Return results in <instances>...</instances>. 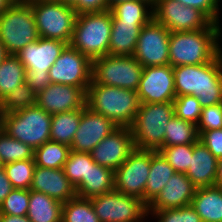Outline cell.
I'll use <instances>...</instances> for the list:
<instances>
[{
	"instance_id": "cell-1",
	"label": "cell",
	"mask_w": 222,
	"mask_h": 222,
	"mask_svg": "<svg viewBox=\"0 0 222 222\" xmlns=\"http://www.w3.org/2000/svg\"><path fill=\"white\" fill-rule=\"evenodd\" d=\"M222 27L213 23L196 31L170 32L169 60L172 67L211 62L222 51Z\"/></svg>"
},
{
	"instance_id": "cell-2",
	"label": "cell",
	"mask_w": 222,
	"mask_h": 222,
	"mask_svg": "<svg viewBox=\"0 0 222 222\" xmlns=\"http://www.w3.org/2000/svg\"><path fill=\"white\" fill-rule=\"evenodd\" d=\"M176 96L194 95L202 107L222 103V51L209 63L173 67Z\"/></svg>"
},
{
	"instance_id": "cell-3",
	"label": "cell",
	"mask_w": 222,
	"mask_h": 222,
	"mask_svg": "<svg viewBox=\"0 0 222 222\" xmlns=\"http://www.w3.org/2000/svg\"><path fill=\"white\" fill-rule=\"evenodd\" d=\"M139 105L137 92L133 90L90 84L86 92V106L119 127H130L133 124Z\"/></svg>"
},
{
	"instance_id": "cell-4",
	"label": "cell",
	"mask_w": 222,
	"mask_h": 222,
	"mask_svg": "<svg viewBox=\"0 0 222 222\" xmlns=\"http://www.w3.org/2000/svg\"><path fill=\"white\" fill-rule=\"evenodd\" d=\"M111 27L110 10L78 14L70 45L91 61L108 55Z\"/></svg>"
},
{
	"instance_id": "cell-5",
	"label": "cell",
	"mask_w": 222,
	"mask_h": 222,
	"mask_svg": "<svg viewBox=\"0 0 222 222\" xmlns=\"http://www.w3.org/2000/svg\"><path fill=\"white\" fill-rule=\"evenodd\" d=\"M174 114L173 101L140 103L135 120L130 126L134 147L159 151L164 146L166 126Z\"/></svg>"
},
{
	"instance_id": "cell-6",
	"label": "cell",
	"mask_w": 222,
	"mask_h": 222,
	"mask_svg": "<svg viewBox=\"0 0 222 222\" xmlns=\"http://www.w3.org/2000/svg\"><path fill=\"white\" fill-rule=\"evenodd\" d=\"M52 115L38 105L0 114V128L32 149L50 140Z\"/></svg>"
},
{
	"instance_id": "cell-7",
	"label": "cell",
	"mask_w": 222,
	"mask_h": 222,
	"mask_svg": "<svg viewBox=\"0 0 222 222\" xmlns=\"http://www.w3.org/2000/svg\"><path fill=\"white\" fill-rule=\"evenodd\" d=\"M32 13L40 37L70 44L78 14L58 0L31 2Z\"/></svg>"
},
{
	"instance_id": "cell-8",
	"label": "cell",
	"mask_w": 222,
	"mask_h": 222,
	"mask_svg": "<svg viewBox=\"0 0 222 222\" xmlns=\"http://www.w3.org/2000/svg\"><path fill=\"white\" fill-rule=\"evenodd\" d=\"M39 38L31 4L13 3L0 14V40L9 55Z\"/></svg>"
},
{
	"instance_id": "cell-9",
	"label": "cell",
	"mask_w": 222,
	"mask_h": 222,
	"mask_svg": "<svg viewBox=\"0 0 222 222\" xmlns=\"http://www.w3.org/2000/svg\"><path fill=\"white\" fill-rule=\"evenodd\" d=\"M143 66L133 56L105 55L92 61L91 84L108 85L136 91Z\"/></svg>"
},
{
	"instance_id": "cell-10",
	"label": "cell",
	"mask_w": 222,
	"mask_h": 222,
	"mask_svg": "<svg viewBox=\"0 0 222 222\" xmlns=\"http://www.w3.org/2000/svg\"><path fill=\"white\" fill-rule=\"evenodd\" d=\"M90 199L100 222H145L149 218L147 205L141 199L115 189Z\"/></svg>"
},
{
	"instance_id": "cell-11",
	"label": "cell",
	"mask_w": 222,
	"mask_h": 222,
	"mask_svg": "<svg viewBox=\"0 0 222 222\" xmlns=\"http://www.w3.org/2000/svg\"><path fill=\"white\" fill-rule=\"evenodd\" d=\"M153 18L171 32L196 31L213 24L202 11L177 0H153Z\"/></svg>"
},
{
	"instance_id": "cell-12",
	"label": "cell",
	"mask_w": 222,
	"mask_h": 222,
	"mask_svg": "<svg viewBox=\"0 0 222 222\" xmlns=\"http://www.w3.org/2000/svg\"><path fill=\"white\" fill-rule=\"evenodd\" d=\"M51 83L77 86L85 93L92 82V61L68 44L49 69Z\"/></svg>"
},
{
	"instance_id": "cell-13",
	"label": "cell",
	"mask_w": 222,
	"mask_h": 222,
	"mask_svg": "<svg viewBox=\"0 0 222 222\" xmlns=\"http://www.w3.org/2000/svg\"><path fill=\"white\" fill-rule=\"evenodd\" d=\"M170 30L152 18L140 30L133 57L143 67L164 66L170 64Z\"/></svg>"
},
{
	"instance_id": "cell-14",
	"label": "cell",
	"mask_w": 222,
	"mask_h": 222,
	"mask_svg": "<svg viewBox=\"0 0 222 222\" xmlns=\"http://www.w3.org/2000/svg\"><path fill=\"white\" fill-rule=\"evenodd\" d=\"M150 172V150L134 149L114 171V189L145 203V188Z\"/></svg>"
},
{
	"instance_id": "cell-15",
	"label": "cell",
	"mask_w": 222,
	"mask_h": 222,
	"mask_svg": "<svg viewBox=\"0 0 222 222\" xmlns=\"http://www.w3.org/2000/svg\"><path fill=\"white\" fill-rule=\"evenodd\" d=\"M137 95L140 103H165L176 98L173 67H143Z\"/></svg>"
},
{
	"instance_id": "cell-16",
	"label": "cell",
	"mask_w": 222,
	"mask_h": 222,
	"mask_svg": "<svg viewBox=\"0 0 222 222\" xmlns=\"http://www.w3.org/2000/svg\"><path fill=\"white\" fill-rule=\"evenodd\" d=\"M118 127L112 120L94 112L85 105L82 108L81 120L70 150L90 153L102 139L106 138Z\"/></svg>"
},
{
	"instance_id": "cell-17",
	"label": "cell",
	"mask_w": 222,
	"mask_h": 222,
	"mask_svg": "<svg viewBox=\"0 0 222 222\" xmlns=\"http://www.w3.org/2000/svg\"><path fill=\"white\" fill-rule=\"evenodd\" d=\"M135 149L130 127H118L90 152L95 163L115 171Z\"/></svg>"
},
{
	"instance_id": "cell-18",
	"label": "cell",
	"mask_w": 222,
	"mask_h": 222,
	"mask_svg": "<svg viewBox=\"0 0 222 222\" xmlns=\"http://www.w3.org/2000/svg\"><path fill=\"white\" fill-rule=\"evenodd\" d=\"M37 105L50 115L81 109L86 93L77 86L51 83L37 94Z\"/></svg>"
},
{
	"instance_id": "cell-19",
	"label": "cell",
	"mask_w": 222,
	"mask_h": 222,
	"mask_svg": "<svg viewBox=\"0 0 222 222\" xmlns=\"http://www.w3.org/2000/svg\"><path fill=\"white\" fill-rule=\"evenodd\" d=\"M67 45L68 43L60 40L40 37L22 48L16 56L25 69H32L36 72H49V69Z\"/></svg>"
},
{
	"instance_id": "cell-20",
	"label": "cell",
	"mask_w": 222,
	"mask_h": 222,
	"mask_svg": "<svg viewBox=\"0 0 222 222\" xmlns=\"http://www.w3.org/2000/svg\"><path fill=\"white\" fill-rule=\"evenodd\" d=\"M196 187L183 173H174L156 198L147 206V211L174 209L191 205Z\"/></svg>"
},
{
	"instance_id": "cell-21",
	"label": "cell",
	"mask_w": 222,
	"mask_h": 222,
	"mask_svg": "<svg viewBox=\"0 0 222 222\" xmlns=\"http://www.w3.org/2000/svg\"><path fill=\"white\" fill-rule=\"evenodd\" d=\"M30 190L44 193L62 203L77 196L75 186L69 181L63 168L35 166Z\"/></svg>"
},
{
	"instance_id": "cell-22",
	"label": "cell",
	"mask_w": 222,
	"mask_h": 222,
	"mask_svg": "<svg viewBox=\"0 0 222 222\" xmlns=\"http://www.w3.org/2000/svg\"><path fill=\"white\" fill-rule=\"evenodd\" d=\"M218 159L198 140L193 144V154L186 176L196 188L215 185Z\"/></svg>"
},
{
	"instance_id": "cell-23",
	"label": "cell",
	"mask_w": 222,
	"mask_h": 222,
	"mask_svg": "<svg viewBox=\"0 0 222 222\" xmlns=\"http://www.w3.org/2000/svg\"><path fill=\"white\" fill-rule=\"evenodd\" d=\"M148 22L117 21L112 16V27L108 54L133 56L140 30Z\"/></svg>"
},
{
	"instance_id": "cell-24",
	"label": "cell",
	"mask_w": 222,
	"mask_h": 222,
	"mask_svg": "<svg viewBox=\"0 0 222 222\" xmlns=\"http://www.w3.org/2000/svg\"><path fill=\"white\" fill-rule=\"evenodd\" d=\"M78 197L92 198L114 190V171L110 168L89 163V172L75 188Z\"/></svg>"
},
{
	"instance_id": "cell-25",
	"label": "cell",
	"mask_w": 222,
	"mask_h": 222,
	"mask_svg": "<svg viewBox=\"0 0 222 222\" xmlns=\"http://www.w3.org/2000/svg\"><path fill=\"white\" fill-rule=\"evenodd\" d=\"M191 206L202 222H222V188L215 185L196 188Z\"/></svg>"
},
{
	"instance_id": "cell-26",
	"label": "cell",
	"mask_w": 222,
	"mask_h": 222,
	"mask_svg": "<svg viewBox=\"0 0 222 222\" xmlns=\"http://www.w3.org/2000/svg\"><path fill=\"white\" fill-rule=\"evenodd\" d=\"M176 171L159 151L150 150V172L145 188V204L148 206L165 187Z\"/></svg>"
},
{
	"instance_id": "cell-27",
	"label": "cell",
	"mask_w": 222,
	"mask_h": 222,
	"mask_svg": "<svg viewBox=\"0 0 222 222\" xmlns=\"http://www.w3.org/2000/svg\"><path fill=\"white\" fill-rule=\"evenodd\" d=\"M62 205L44 193L30 190L27 216L31 222H61Z\"/></svg>"
},
{
	"instance_id": "cell-28",
	"label": "cell",
	"mask_w": 222,
	"mask_h": 222,
	"mask_svg": "<svg viewBox=\"0 0 222 222\" xmlns=\"http://www.w3.org/2000/svg\"><path fill=\"white\" fill-rule=\"evenodd\" d=\"M82 116V108L52 115L50 140L71 146Z\"/></svg>"
},
{
	"instance_id": "cell-29",
	"label": "cell",
	"mask_w": 222,
	"mask_h": 222,
	"mask_svg": "<svg viewBox=\"0 0 222 222\" xmlns=\"http://www.w3.org/2000/svg\"><path fill=\"white\" fill-rule=\"evenodd\" d=\"M109 10L117 21L149 22L153 18V0L123 1Z\"/></svg>"
},
{
	"instance_id": "cell-30",
	"label": "cell",
	"mask_w": 222,
	"mask_h": 222,
	"mask_svg": "<svg viewBox=\"0 0 222 222\" xmlns=\"http://www.w3.org/2000/svg\"><path fill=\"white\" fill-rule=\"evenodd\" d=\"M199 140L197 125L180 119L175 114L169 120L164 137V146L194 144Z\"/></svg>"
},
{
	"instance_id": "cell-31",
	"label": "cell",
	"mask_w": 222,
	"mask_h": 222,
	"mask_svg": "<svg viewBox=\"0 0 222 222\" xmlns=\"http://www.w3.org/2000/svg\"><path fill=\"white\" fill-rule=\"evenodd\" d=\"M69 152V146L49 140L34 150L35 165L51 169L63 168Z\"/></svg>"
},
{
	"instance_id": "cell-32",
	"label": "cell",
	"mask_w": 222,
	"mask_h": 222,
	"mask_svg": "<svg viewBox=\"0 0 222 222\" xmlns=\"http://www.w3.org/2000/svg\"><path fill=\"white\" fill-rule=\"evenodd\" d=\"M24 82V65L16 55H9L0 66V101Z\"/></svg>"
},
{
	"instance_id": "cell-33",
	"label": "cell",
	"mask_w": 222,
	"mask_h": 222,
	"mask_svg": "<svg viewBox=\"0 0 222 222\" xmlns=\"http://www.w3.org/2000/svg\"><path fill=\"white\" fill-rule=\"evenodd\" d=\"M61 222H100L91 199L74 197L62 205Z\"/></svg>"
},
{
	"instance_id": "cell-34",
	"label": "cell",
	"mask_w": 222,
	"mask_h": 222,
	"mask_svg": "<svg viewBox=\"0 0 222 222\" xmlns=\"http://www.w3.org/2000/svg\"><path fill=\"white\" fill-rule=\"evenodd\" d=\"M37 105V93L25 82L0 101V114H9Z\"/></svg>"
},
{
	"instance_id": "cell-35",
	"label": "cell",
	"mask_w": 222,
	"mask_h": 222,
	"mask_svg": "<svg viewBox=\"0 0 222 222\" xmlns=\"http://www.w3.org/2000/svg\"><path fill=\"white\" fill-rule=\"evenodd\" d=\"M34 159V149L12 138L0 128V160L3 164Z\"/></svg>"
},
{
	"instance_id": "cell-36",
	"label": "cell",
	"mask_w": 222,
	"mask_h": 222,
	"mask_svg": "<svg viewBox=\"0 0 222 222\" xmlns=\"http://www.w3.org/2000/svg\"><path fill=\"white\" fill-rule=\"evenodd\" d=\"M35 166L34 159H27L4 164V170L13 188L30 189Z\"/></svg>"
},
{
	"instance_id": "cell-37",
	"label": "cell",
	"mask_w": 222,
	"mask_h": 222,
	"mask_svg": "<svg viewBox=\"0 0 222 222\" xmlns=\"http://www.w3.org/2000/svg\"><path fill=\"white\" fill-rule=\"evenodd\" d=\"M89 163H94L90 153L70 150L63 171L75 188L87 177Z\"/></svg>"
},
{
	"instance_id": "cell-38",
	"label": "cell",
	"mask_w": 222,
	"mask_h": 222,
	"mask_svg": "<svg viewBox=\"0 0 222 222\" xmlns=\"http://www.w3.org/2000/svg\"><path fill=\"white\" fill-rule=\"evenodd\" d=\"M159 152L176 172L186 174L190 167L193 144L163 146Z\"/></svg>"
},
{
	"instance_id": "cell-39",
	"label": "cell",
	"mask_w": 222,
	"mask_h": 222,
	"mask_svg": "<svg viewBox=\"0 0 222 222\" xmlns=\"http://www.w3.org/2000/svg\"><path fill=\"white\" fill-rule=\"evenodd\" d=\"M174 113L180 119L197 125L202 113V106L194 95L176 96L173 100Z\"/></svg>"
},
{
	"instance_id": "cell-40",
	"label": "cell",
	"mask_w": 222,
	"mask_h": 222,
	"mask_svg": "<svg viewBox=\"0 0 222 222\" xmlns=\"http://www.w3.org/2000/svg\"><path fill=\"white\" fill-rule=\"evenodd\" d=\"M30 189L13 190L7 195L0 205L2 214L26 216L29 208Z\"/></svg>"
},
{
	"instance_id": "cell-41",
	"label": "cell",
	"mask_w": 222,
	"mask_h": 222,
	"mask_svg": "<svg viewBox=\"0 0 222 222\" xmlns=\"http://www.w3.org/2000/svg\"><path fill=\"white\" fill-rule=\"evenodd\" d=\"M149 218L157 222H202L200 216L191 205L174 209L147 211Z\"/></svg>"
},
{
	"instance_id": "cell-42",
	"label": "cell",
	"mask_w": 222,
	"mask_h": 222,
	"mask_svg": "<svg viewBox=\"0 0 222 222\" xmlns=\"http://www.w3.org/2000/svg\"><path fill=\"white\" fill-rule=\"evenodd\" d=\"M222 128V103L202 108L200 119L197 123V131L215 130Z\"/></svg>"
},
{
	"instance_id": "cell-43",
	"label": "cell",
	"mask_w": 222,
	"mask_h": 222,
	"mask_svg": "<svg viewBox=\"0 0 222 222\" xmlns=\"http://www.w3.org/2000/svg\"><path fill=\"white\" fill-rule=\"evenodd\" d=\"M185 6L202 11L213 23L220 24L221 0H177Z\"/></svg>"
},
{
	"instance_id": "cell-44",
	"label": "cell",
	"mask_w": 222,
	"mask_h": 222,
	"mask_svg": "<svg viewBox=\"0 0 222 222\" xmlns=\"http://www.w3.org/2000/svg\"><path fill=\"white\" fill-rule=\"evenodd\" d=\"M199 140L219 160H222V128L202 131Z\"/></svg>"
},
{
	"instance_id": "cell-45",
	"label": "cell",
	"mask_w": 222,
	"mask_h": 222,
	"mask_svg": "<svg viewBox=\"0 0 222 222\" xmlns=\"http://www.w3.org/2000/svg\"><path fill=\"white\" fill-rule=\"evenodd\" d=\"M25 83L38 94L47 85L51 84L49 72H36L32 69H25Z\"/></svg>"
},
{
	"instance_id": "cell-46",
	"label": "cell",
	"mask_w": 222,
	"mask_h": 222,
	"mask_svg": "<svg viewBox=\"0 0 222 222\" xmlns=\"http://www.w3.org/2000/svg\"><path fill=\"white\" fill-rule=\"evenodd\" d=\"M72 7L77 14L109 10L107 0H77Z\"/></svg>"
},
{
	"instance_id": "cell-47",
	"label": "cell",
	"mask_w": 222,
	"mask_h": 222,
	"mask_svg": "<svg viewBox=\"0 0 222 222\" xmlns=\"http://www.w3.org/2000/svg\"><path fill=\"white\" fill-rule=\"evenodd\" d=\"M13 190L10 180L4 170H0V205L3 203L7 195Z\"/></svg>"
},
{
	"instance_id": "cell-48",
	"label": "cell",
	"mask_w": 222,
	"mask_h": 222,
	"mask_svg": "<svg viewBox=\"0 0 222 222\" xmlns=\"http://www.w3.org/2000/svg\"><path fill=\"white\" fill-rule=\"evenodd\" d=\"M1 222H31L28 216H14L9 214H2Z\"/></svg>"
},
{
	"instance_id": "cell-49",
	"label": "cell",
	"mask_w": 222,
	"mask_h": 222,
	"mask_svg": "<svg viewBox=\"0 0 222 222\" xmlns=\"http://www.w3.org/2000/svg\"><path fill=\"white\" fill-rule=\"evenodd\" d=\"M215 186L222 188V160L218 161L217 177Z\"/></svg>"
},
{
	"instance_id": "cell-50",
	"label": "cell",
	"mask_w": 222,
	"mask_h": 222,
	"mask_svg": "<svg viewBox=\"0 0 222 222\" xmlns=\"http://www.w3.org/2000/svg\"><path fill=\"white\" fill-rule=\"evenodd\" d=\"M8 56H9V53L7 52L4 44L0 40V66Z\"/></svg>"
},
{
	"instance_id": "cell-51",
	"label": "cell",
	"mask_w": 222,
	"mask_h": 222,
	"mask_svg": "<svg viewBox=\"0 0 222 222\" xmlns=\"http://www.w3.org/2000/svg\"><path fill=\"white\" fill-rule=\"evenodd\" d=\"M14 2L12 0H0V14L10 7Z\"/></svg>"
},
{
	"instance_id": "cell-52",
	"label": "cell",
	"mask_w": 222,
	"mask_h": 222,
	"mask_svg": "<svg viewBox=\"0 0 222 222\" xmlns=\"http://www.w3.org/2000/svg\"><path fill=\"white\" fill-rule=\"evenodd\" d=\"M108 1V5H109V9L117 4V3H120V2H123V1H131V0H107Z\"/></svg>"
},
{
	"instance_id": "cell-53",
	"label": "cell",
	"mask_w": 222,
	"mask_h": 222,
	"mask_svg": "<svg viewBox=\"0 0 222 222\" xmlns=\"http://www.w3.org/2000/svg\"><path fill=\"white\" fill-rule=\"evenodd\" d=\"M14 3H24L30 4L31 2L40 1V0H12Z\"/></svg>"
},
{
	"instance_id": "cell-54",
	"label": "cell",
	"mask_w": 222,
	"mask_h": 222,
	"mask_svg": "<svg viewBox=\"0 0 222 222\" xmlns=\"http://www.w3.org/2000/svg\"><path fill=\"white\" fill-rule=\"evenodd\" d=\"M61 1L64 4L73 5L77 0H58Z\"/></svg>"
},
{
	"instance_id": "cell-55",
	"label": "cell",
	"mask_w": 222,
	"mask_h": 222,
	"mask_svg": "<svg viewBox=\"0 0 222 222\" xmlns=\"http://www.w3.org/2000/svg\"><path fill=\"white\" fill-rule=\"evenodd\" d=\"M4 168V164L2 163V161L0 160V170H2Z\"/></svg>"
},
{
	"instance_id": "cell-56",
	"label": "cell",
	"mask_w": 222,
	"mask_h": 222,
	"mask_svg": "<svg viewBox=\"0 0 222 222\" xmlns=\"http://www.w3.org/2000/svg\"><path fill=\"white\" fill-rule=\"evenodd\" d=\"M2 212L0 211V222H1Z\"/></svg>"
}]
</instances>
